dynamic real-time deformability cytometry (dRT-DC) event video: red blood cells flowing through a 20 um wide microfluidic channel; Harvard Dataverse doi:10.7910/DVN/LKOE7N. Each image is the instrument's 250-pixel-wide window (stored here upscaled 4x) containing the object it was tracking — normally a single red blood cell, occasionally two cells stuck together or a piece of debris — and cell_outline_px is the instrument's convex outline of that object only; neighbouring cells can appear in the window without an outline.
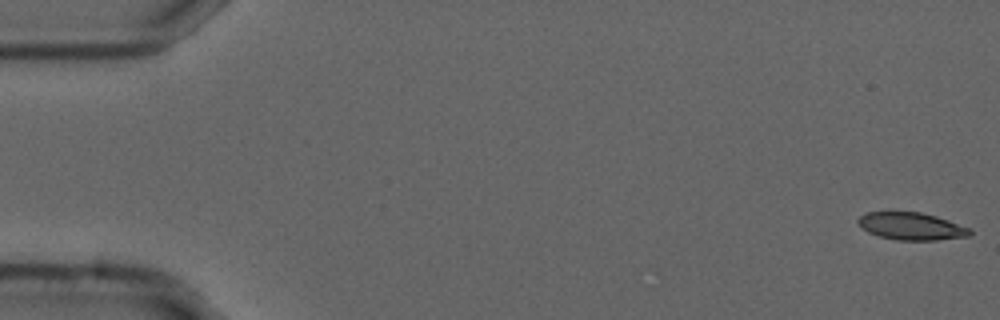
{"species": "common noctule bat (a hibernating species)", "species_latin": "Nyctalus noctula", "temperature_condition": "cold", "stored_images_in_passage": 55, "camera_frame_rate_fps": 3000, "um_per_image_px": 0.085, "animal": {"sex": "male", "forearm_length_mm": 52.5}, "frame": {"image": 1, "passage_image": 1, "time_ms": 0.0, "image_size_px": [1000, 320], "cell_outline_px": [[972, 232], [968, 236], [936, 240], [896, 240], [880, 236], [868, 232], [856, 220], [860, 216], [868, 212], [920, 212], [936, 216], [972, 228]], "centroid_in_image_um": [77.5, 19.23], "position_along_channel_um": 7.5, "area_um2": 17.74}}
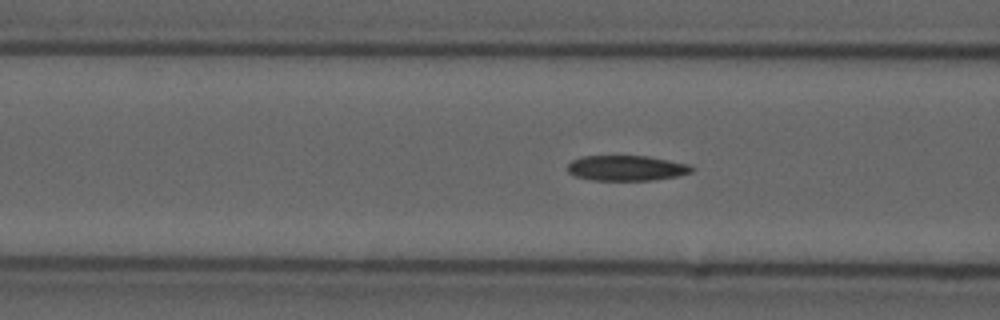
{"frame": {"image": 2, "passage_image": 21, "time_ms": 6.667, "image_size_px": [1000, 320], "cell_outline_px": [[696, 168], [692, 172], [676, 176], [652, 180], [592, 180], [576, 176], [568, 172], [568, 164], [572, 160], [580, 156], [648, 156], [688, 164]], "centroid_in_image_um": [53.25, 14.28], "position_along_channel_um": 113.4, "area_um2": 18.26}}
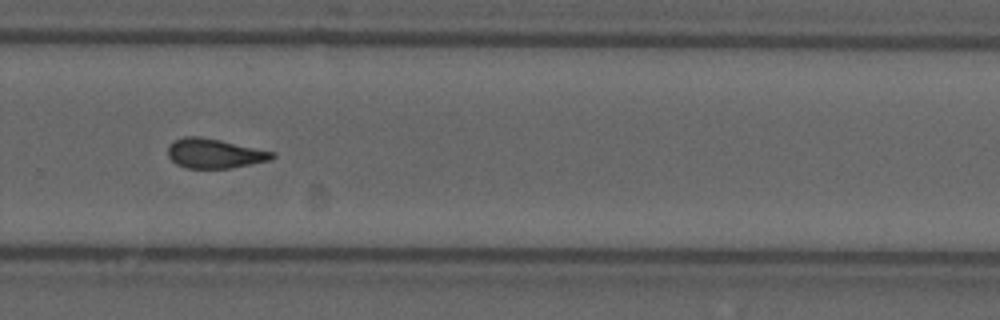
{"frame": {"image": 3, "passage_image": 37, "time_ms": 12.0, "image_size_px": [1000, 320], "cell_outline_px": [[276, 156], [272, 160], [232, 168], [184, 168], [176, 164], [168, 156], [168, 148], [176, 140], [184, 136], [200, 136], [220, 140], [276, 152]], "centroid_in_image_um": [18.28, 13.05], "position_along_channel_um": 311.5, "area_um2": 18.03}, "authors_computed_cell_mechanics": {"area_um2": 18.4382, "velocity_mm_per_s": 3.7217, "shape_relaxation_time_tau1_ms": null, "shape_relaxation_time_tau2_ms": 4.1817, "deformation_change_tau1": null, "deformation_change_tau2": 0.1346}}